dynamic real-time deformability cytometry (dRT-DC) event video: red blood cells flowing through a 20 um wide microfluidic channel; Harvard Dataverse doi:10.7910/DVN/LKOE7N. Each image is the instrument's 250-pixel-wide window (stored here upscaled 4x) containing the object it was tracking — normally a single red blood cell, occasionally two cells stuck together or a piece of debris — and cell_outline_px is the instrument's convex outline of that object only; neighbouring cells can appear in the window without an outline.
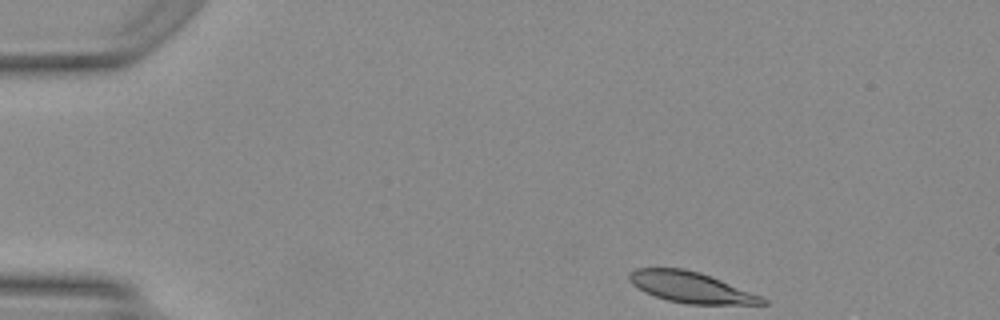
{"species": "Egyptian fruit bat (a non-hibernating species)", "species_latin": "Rousettus aegyptiacus", "temperature_condition": "warm", "stored_images_in_passage": 43, "camera_frame_rate_fps": 3000, "um_per_image_px": 0.085, "animal": {"sex": "female"}, "frame": {"image": 1, "passage_image": 1, "time_ms": 0.0, "image_size_px": [1000, 320], "cell_outline_px": [[768, 304], [684, 304], [668, 300], [644, 292], [632, 284], [628, 280], [628, 272], [636, 268], [684, 268], [700, 272], [760, 296], [768, 300]], "centroid_in_image_um": [58.66, 24.41], "position_along_channel_um": 26.3, "area_um2": 23.76}}
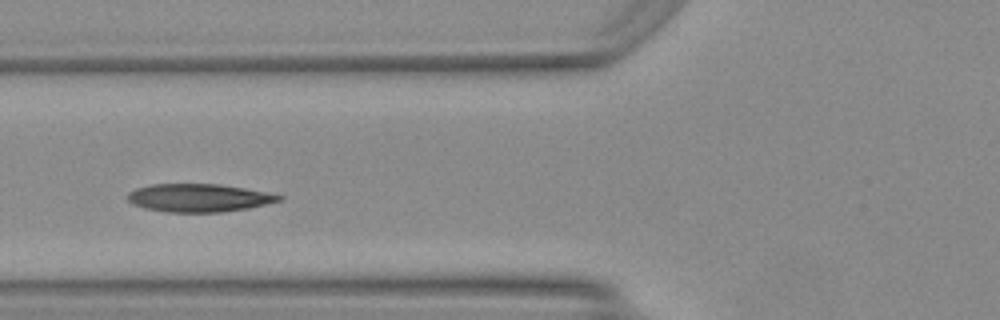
{"frame": {"image": 2, "passage_image": 13, "time_ms": 4.0, "image_size_px": [1000, 320], "cell_outline_px": [[284, 200], [248, 208], [220, 212], [164, 212], [144, 208], [132, 204], [128, 200], [128, 192], [136, 188], [152, 184], [220, 184], [244, 188], [284, 196]], "centroid_in_image_um": [16.88, 16.82], "position_along_channel_um": 108.9, "area_um2": 24.74}}
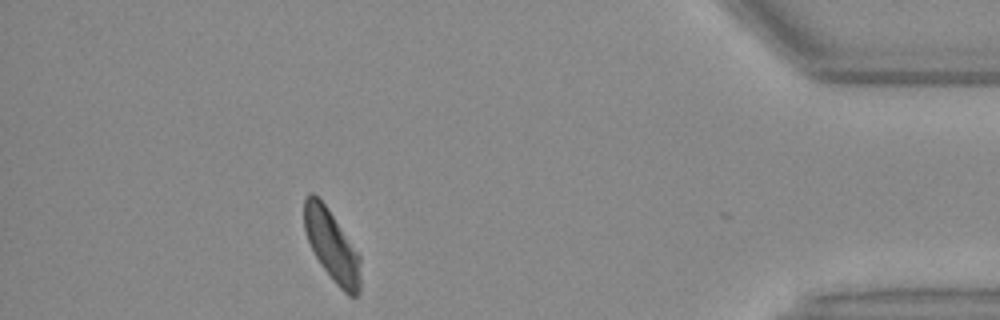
{"frame": {"image": 3, "passage_image": 38, "time_ms": 12.333, "image_size_px": [1000, 320], "cell_outline_px": [[360, 292], [356, 296], [348, 296], [332, 280], [320, 264], [308, 240], [304, 228], [304, 200], [308, 192], [312, 192], [324, 204], [360, 256]], "centroid_in_image_um": [28.2, 20.92], "position_along_channel_um": 407.0, "area_um2": 22.89}, "authors_computed_cell_mechanics": {"area_um2": 24.6806, "velocity_mm_per_s": 4.1393, "shape_relaxation_time_tau1_ms": 3.7749, "shape_relaxation_time_tau2_ms": 2.1051, "deformation_change_tau1": 0.1607, "deformation_change_tau2": 0.0749}}